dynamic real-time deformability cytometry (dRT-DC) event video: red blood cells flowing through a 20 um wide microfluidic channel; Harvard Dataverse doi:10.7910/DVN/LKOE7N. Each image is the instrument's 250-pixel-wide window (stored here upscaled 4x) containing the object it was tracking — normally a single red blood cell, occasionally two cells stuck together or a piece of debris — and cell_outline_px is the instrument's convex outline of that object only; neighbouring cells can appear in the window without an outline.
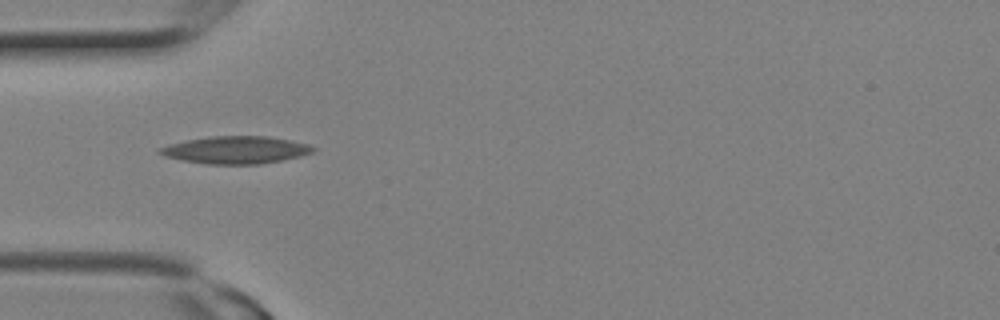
{"species": "Egyptian fruit bat (a non-hibernating species)", "species_latin": "Rousettus aegyptiacus", "temperature_condition": "room temperature", "stored_images_in_passage": 2, "camera_frame_rate_fps": 3000, "um_per_image_px": 0.085, "animal": {"sex": "female"}, "frame": {"image": 1, "passage_image": 1, "time_ms": 0.0, "image_size_px": [1000, 320], "cell_outline_px": [[312, 148], [308, 152], [296, 156], [276, 160], [252, 164], [216, 164], [188, 160], [168, 156], [160, 152], [160, 148], [192, 140], [216, 136], [260, 136], [284, 140], [304, 144]], "centroid_in_image_um": [20.01, 12.74], "position_along_channel_um": 65.0, "area_um2": 22.43}}